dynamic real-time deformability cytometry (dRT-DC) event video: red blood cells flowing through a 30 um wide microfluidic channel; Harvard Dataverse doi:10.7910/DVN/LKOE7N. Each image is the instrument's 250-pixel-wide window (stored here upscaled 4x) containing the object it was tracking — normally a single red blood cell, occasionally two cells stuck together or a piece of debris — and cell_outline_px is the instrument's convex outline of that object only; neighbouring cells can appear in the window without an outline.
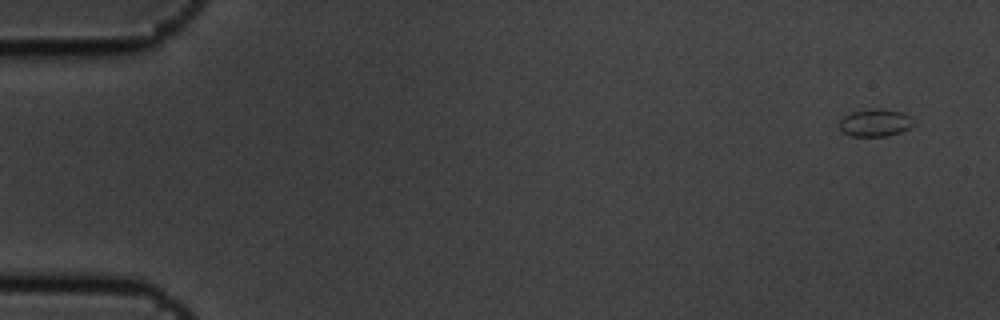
{"species": "common noctule bat (a hibernating species)", "species_latin": "Nyctalus noctula", "temperature_condition": "cold", "stored_images_in_passage": 4, "segment_of_instrument_passage": [2, 2], "camera_frame_rate_fps": 3000, "um_per_image_px": 0.085, "animal": {"sex": "male", "body_mass_g": 19.5, "forearm_length_mm": 54.6}, "frame": {"image": 1, "passage_image": 4, "time_ms": 1.0, "image_size_px": [1000, 320], "cell_outline_px": [[916, 124], [900, 132], [884, 136], [852, 136], [840, 132], [836, 124], [844, 116], [852, 112], [872, 108], [880, 108], [904, 112], [912, 116], [916, 120]], "centroid_in_image_um": [74.39, 10.42], "position_along_channel_um": 10.6, "area_um2": 12.31}}